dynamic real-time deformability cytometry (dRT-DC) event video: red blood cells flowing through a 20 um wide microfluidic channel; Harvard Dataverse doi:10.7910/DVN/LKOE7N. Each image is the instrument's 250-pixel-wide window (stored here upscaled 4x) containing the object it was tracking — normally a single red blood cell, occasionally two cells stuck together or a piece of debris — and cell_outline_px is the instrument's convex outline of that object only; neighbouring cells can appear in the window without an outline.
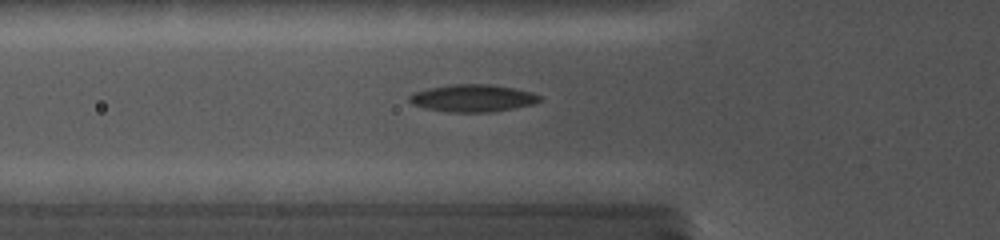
{"species": "common noctule bat (a hibernating species)", "species_latin": "Nyctalus noctula", "temperature_condition": "cold", "stored_images_in_passage": 58, "camera_frame_rate_fps": 5000, "um_per_image_px": 0.085, "animal": {"sex": "female", "body_mass_g": 19.0, "forearm_length_mm": 56.7}, "frame": {"image": 1, "passage_image": 12, "time_ms": 5.4, "image_size_px": [1000, 240], "cell_outline_px": [[540, 100], [532, 104], [492, 112], [448, 112], [428, 108], [412, 104], [408, 100], [408, 96], [416, 92], [432, 88], [452, 84], [488, 84], [512, 88], [528, 92], [540, 96]], "centroid_in_image_um": [40.15, 8.35], "position_along_channel_um": 85.7, "area_um2": 20.23}}
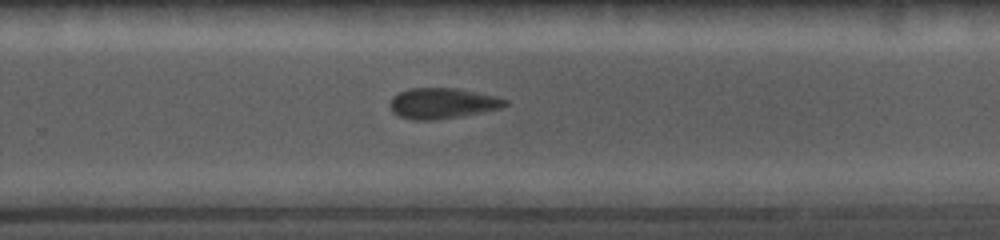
{"frame": {"image": 2, "passage_image": 33, "time_ms": 10.8, "image_size_px": [1000, 240], "cell_outline_px": [[508, 104], [500, 108], [460, 116], [436, 120], [412, 120], [400, 116], [392, 112], [392, 100], [400, 92], [412, 88], [452, 88], [492, 96], [508, 100]], "centroid_in_image_um": [37.6, 8.8], "position_along_channel_um": 292.2, "area_um2": 19.88}}
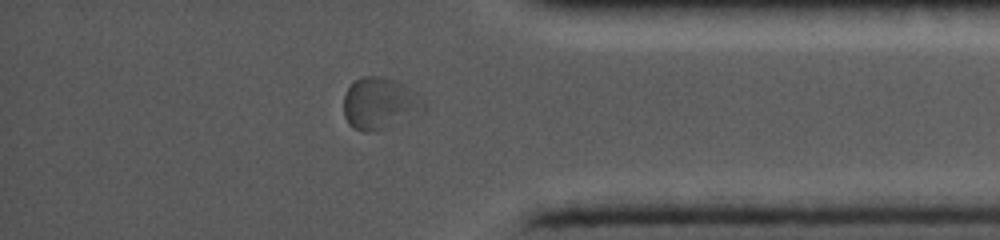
{"frame": {"image": 3, "passage_image": 48, "time_ms": 13.8, "image_size_px": [1000, 240], "cell_outline_px": [[428, 108], [424, 112], [416, 116], [388, 128], [368, 132], [360, 132], [352, 128], [348, 124], [344, 116], [344, 96], [348, 88], [356, 80], [364, 76], [376, 76], [396, 80], [404, 84]], "centroid_in_image_um": [32.27, 8.84], "position_along_channel_um": 402.9, "area_um2": 24.22}}